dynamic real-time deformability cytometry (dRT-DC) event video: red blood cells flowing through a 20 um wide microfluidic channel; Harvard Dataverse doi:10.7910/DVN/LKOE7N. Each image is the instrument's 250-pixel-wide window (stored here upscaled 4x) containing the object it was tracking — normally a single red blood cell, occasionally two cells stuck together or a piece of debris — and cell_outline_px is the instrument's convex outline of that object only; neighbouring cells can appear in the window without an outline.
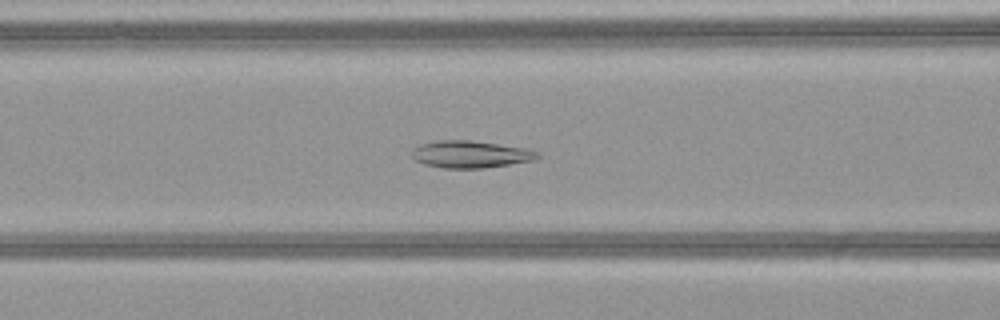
{"species": "common noctule bat (a hibernating species)", "species_latin": "Nyctalus noctula", "temperature_condition": "warm", "stored_images_in_passage": 51, "camera_frame_rate_fps": 3000, "um_per_image_px": 0.085, "animal": {"sex": "female", "body_mass_g": 21.9}, "frame": {"image": 1, "passage_image": 22, "time_ms": 7.0, "image_size_px": [1000, 320], "cell_outline_px": [[540, 156], [536, 160], [484, 168], [444, 168], [424, 164], [416, 160], [412, 156], [412, 148], [420, 144], [436, 140], [472, 140], [532, 148], [540, 152]], "centroid_in_image_um": [40.06, 13.1], "position_along_channel_um": 126.5, "area_um2": 20.29}}
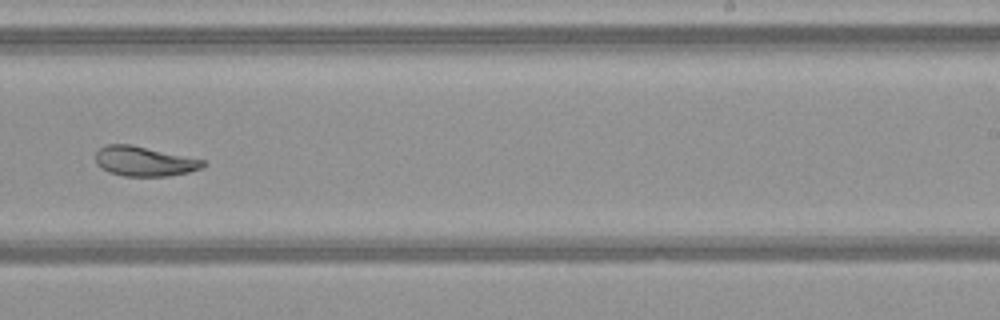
{"frame": {"image": 2, "passage_image": 33, "time_ms": 10.667, "image_size_px": [1000, 320], "cell_outline_px": [[208, 164], [200, 168], [188, 172], [168, 176], [124, 176], [108, 172], [100, 168], [96, 164], [96, 152], [104, 144], [132, 144], [208, 160]], "centroid_in_image_um": [12.29, 13.7], "position_along_channel_um": 276.7, "area_um2": 19.02}}
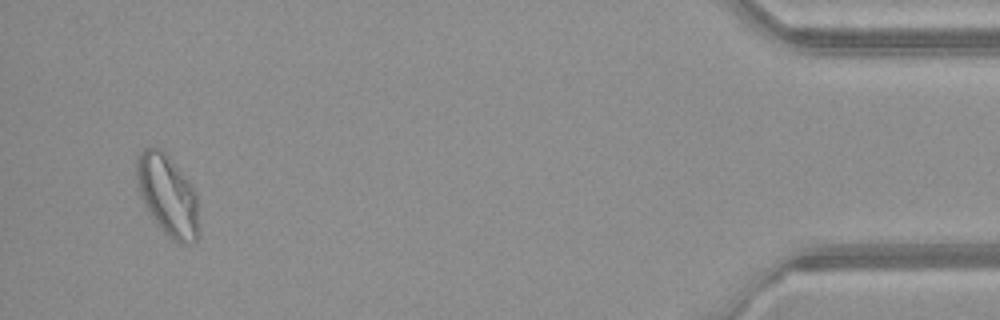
{"frame": {"image": 3, "passage_image": 49, "time_ms": 16.0, "image_size_px": [1000, 320], "cell_outline_px": [[200, 236], [192, 244], [180, 244], [168, 236], [164, 232], [152, 216], [140, 192], [136, 180], [136, 156], [148, 144], [160, 148], [168, 156], [192, 184], [196, 192], [200, 228]], "centroid_in_image_um": [14.29, 16.59], "position_along_channel_um": 420.9, "area_um2": 29.65}, "authors_computed_cell_mechanics": {"area_um2": 24.7384, "velocity_mm_per_s": 4.0921, "shape_relaxation_time_tau1_ms": 6.3467, "shape_relaxation_time_tau2_ms": 1.2774, "deformation_change_tau1": 0.1834, "deformation_change_tau2": 0.0633}}